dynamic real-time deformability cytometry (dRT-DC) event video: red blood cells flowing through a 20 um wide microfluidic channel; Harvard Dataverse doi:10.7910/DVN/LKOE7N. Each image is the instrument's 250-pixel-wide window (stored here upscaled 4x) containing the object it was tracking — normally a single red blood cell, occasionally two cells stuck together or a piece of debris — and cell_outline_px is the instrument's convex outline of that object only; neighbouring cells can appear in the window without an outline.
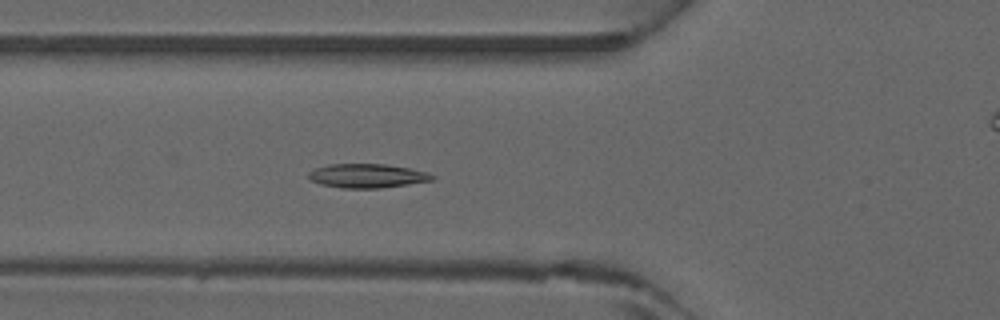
{"species": "common noctule bat (a hibernating species)", "species_latin": "Nyctalus noctula", "temperature_condition": "warm", "stored_images_in_passage": 41, "camera_frame_rate_fps": 3000, "um_per_image_px": 0.085, "animal": {"sex": "male", "forearm_length_mm": 52.5}, "frame": {"image": 1, "passage_image": 11, "time_ms": 3.333, "image_size_px": [1000, 320], "cell_outline_px": [[436, 176], [432, 180], [408, 184], [380, 188], [340, 188], [320, 184], [312, 180], [308, 176], [308, 172], [316, 168], [328, 164], [388, 164], [428, 172]], "centroid_in_image_um": [31.21, 14.94], "position_along_channel_um": 94.6, "area_um2": 17.28}}
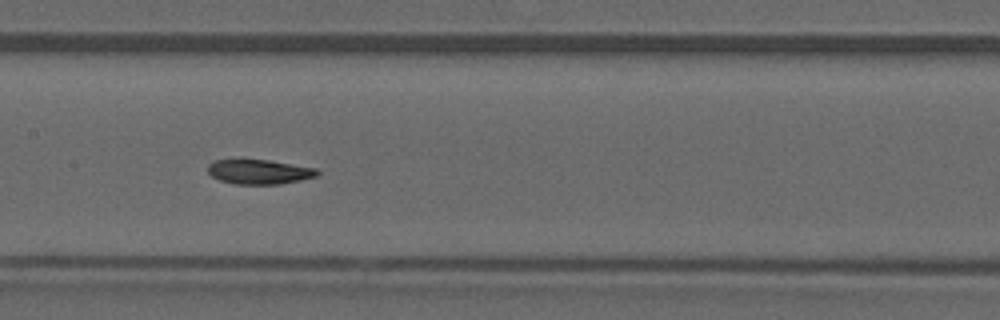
{"frame": {"image": 2, "passage_image": 17, "time_ms": 5.333, "image_size_px": [1000, 320], "cell_outline_px": [[320, 172], [316, 176], [300, 180], [280, 184], [232, 184], [220, 180], [212, 176], [208, 172], [208, 164], [212, 160], [240, 156], [268, 160], [316, 168]], "centroid_in_image_um": [21.93, 14.55], "position_along_channel_um": 185.5, "area_um2": 16.42}}
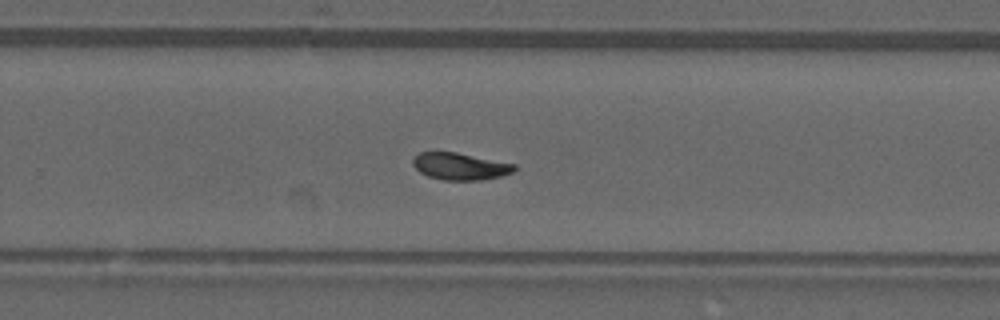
{"frame": {"image": 3, "passage_image": 24, "time_ms": 7.667, "image_size_px": [1000, 320], "cell_outline_px": [[516, 168], [512, 172], [500, 176], [480, 180], [444, 180], [428, 176], [420, 172], [412, 164], [412, 156], [420, 152], [456, 152], [516, 164]], "centroid_in_image_um": [39.08, 14.13], "position_along_channel_um": 290.7, "area_um2": 15.95}}